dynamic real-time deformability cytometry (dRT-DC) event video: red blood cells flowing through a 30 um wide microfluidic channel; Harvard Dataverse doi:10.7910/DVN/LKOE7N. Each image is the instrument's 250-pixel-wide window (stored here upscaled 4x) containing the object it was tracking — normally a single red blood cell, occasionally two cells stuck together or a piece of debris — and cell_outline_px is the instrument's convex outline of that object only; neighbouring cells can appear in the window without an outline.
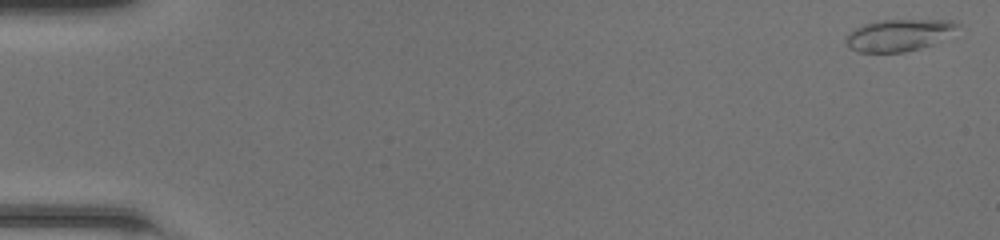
{"species": "common noctule bat (a hibernating species)", "species_latin": "Nyctalus noctula", "temperature_condition": "room temperature", "stored_images_in_passage": 47, "camera_frame_rate_fps": 3000, "um_per_image_px": 0.085, "animal": {"sex": "female", "body_mass_g": 20.0, "forearm_length_mm": 54.0}, "frame": {"image": 1, "passage_image": 1, "time_ms": 0.0, "image_size_px": [1000, 240], "cell_outline_px": [[960, 24], [932, 44], [920, 48], [904, 52], [860, 52], [848, 48], [844, 40], [844, 36], [848, 32], [864, 24], [880, 20], [952, 20]], "centroid_in_image_um": [76.27, 2.98], "position_along_channel_um": 8.7, "area_um2": 20.35}}
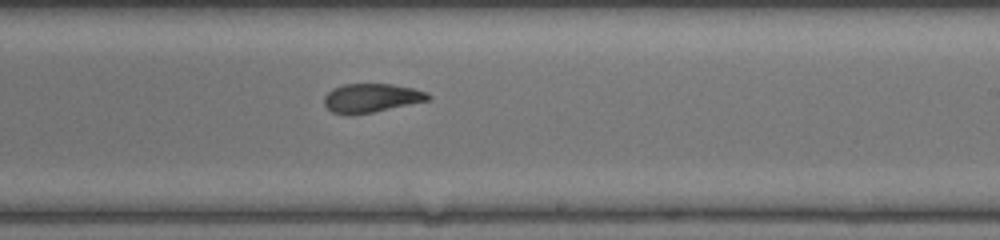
{"frame": {"image": 2, "passage_image": 30, "time_ms": 9.667, "image_size_px": [1000, 240], "cell_outline_px": [[432, 96], [428, 100], [372, 112], [332, 112], [324, 104], [324, 96], [332, 88], [344, 84], [392, 84], [412, 88], [428, 92]], "centroid_in_image_um": [31.59, 8.28], "position_along_channel_um": 257.4, "area_um2": 16.88}}
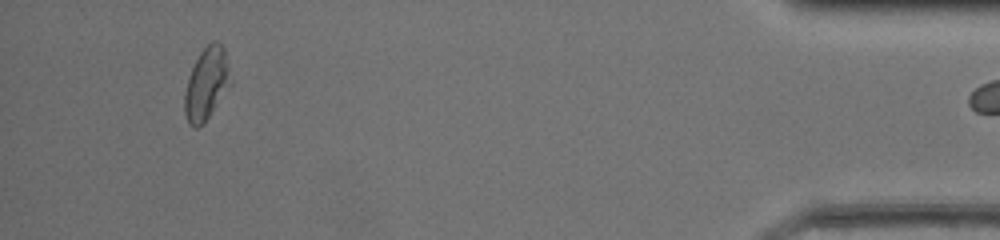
{"frame": {"image": 3, "passage_image": 46, "time_ms": 15.0, "image_size_px": [1000, 240], "cell_outline_px": [[232, 84], [204, 124], [196, 128], [188, 124], [184, 112], [184, 92], [188, 76], [200, 52], [212, 40], [216, 40], [224, 48], [232, 80]], "centroid_in_image_um": [17.56, 7.15], "position_along_channel_um": 417.6, "area_um2": 19.65}}